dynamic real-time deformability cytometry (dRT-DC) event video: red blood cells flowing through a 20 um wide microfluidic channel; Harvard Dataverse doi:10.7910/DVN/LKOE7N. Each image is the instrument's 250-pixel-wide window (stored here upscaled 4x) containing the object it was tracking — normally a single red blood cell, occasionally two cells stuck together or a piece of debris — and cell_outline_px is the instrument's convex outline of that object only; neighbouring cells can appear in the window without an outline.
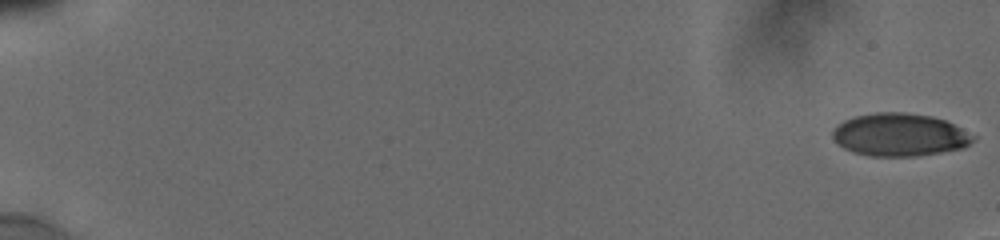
{"species": "human", "species_latin": "Homo sapiens", "temperature_condition": "cold", "stored_images_in_passage": 66, "camera_frame_rate_fps": 3000, "um_per_image_px": 0.085, "donor": {"sex": "male"}, "frame": {"image": 1, "passage_image": 1, "time_ms": 0.0, "image_size_px": [1000, 240], "cell_outline_px": [[976, 140], [964, 148], [916, 156], [872, 156], [852, 152], [844, 148], [832, 136], [832, 128], [836, 124], [852, 116], [876, 112], [904, 112], [932, 116], [944, 120], [976, 136]], "centroid_in_image_um": [76.46, 11.45], "position_along_channel_um": 8.5, "area_um2": 35.2}}
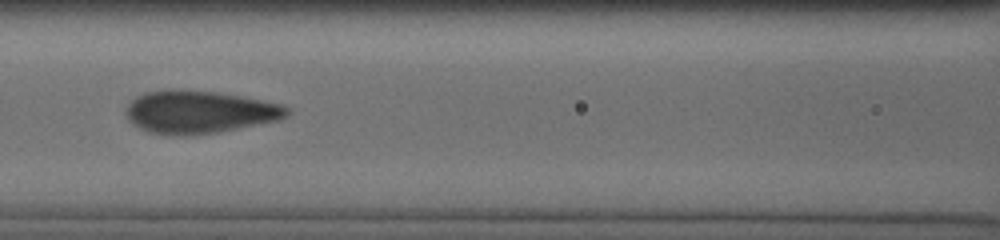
{"frame": {"image": 2, "passage_image": 48, "time_ms": 9.0, "image_size_px": [1000, 240], "cell_outline_px": [[288, 116], [280, 120], [216, 132], [148, 132], [132, 124], [128, 120], [124, 112], [128, 104], [136, 96], [144, 92], [216, 92], [240, 96], [280, 104], [288, 108]], "centroid_in_image_um": [16.97, 9.51], "position_along_channel_um": 149.6, "area_um2": 38.09}}
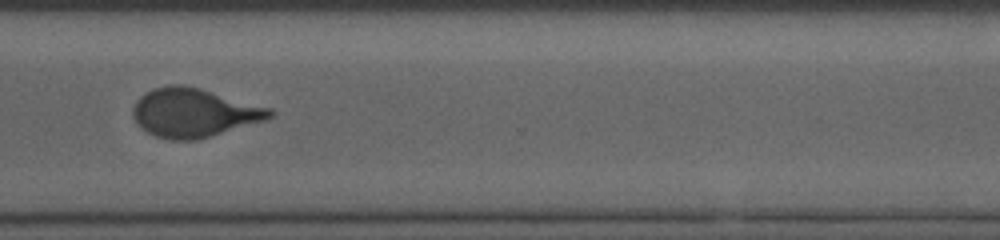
{"frame": {"image": 3, "passage_image": 65, "time_ms": 14.333, "image_size_px": [1000, 240], "cell_outline_px": [[272, 116], [264, 120], [196, 140], [168, 140], [156, 136], [140, 128], [136, 124], [132, 116], [132, 108], [136, 100], [140, 96], [156, 88], [168, 84], [184, 84], [200, 88], [272, 108]], "centroid_in_image_um": [16.43, 9.57], "position_along_channel_um": 354.2, "area_um2": 38.78}}